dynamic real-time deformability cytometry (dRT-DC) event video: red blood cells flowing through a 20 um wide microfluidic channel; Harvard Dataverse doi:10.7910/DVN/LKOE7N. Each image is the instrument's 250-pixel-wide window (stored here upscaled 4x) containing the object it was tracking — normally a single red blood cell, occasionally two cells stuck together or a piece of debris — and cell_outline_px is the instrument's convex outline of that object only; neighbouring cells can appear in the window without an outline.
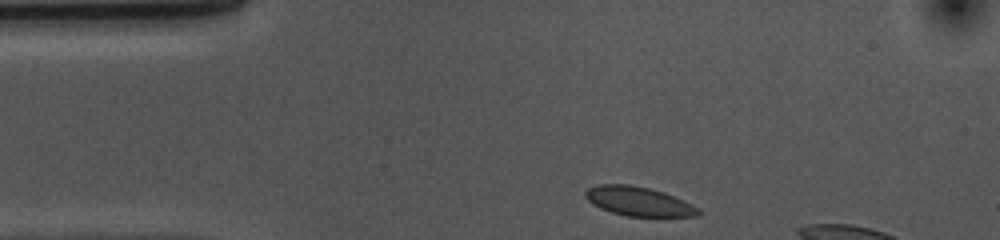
{"species": "common noctule bat (a hibernating species)", "species_latin": "Nyctalus noctula", "temperature_condition": "cold", "stored_images_in_passage": 7, "camera_frame_rate_fps": 3000, "um_per_image_px": 0.085, "animal": {"sex": "female", "body_mass_g": 10.0, "forearm_length_mm": 53.1}, "frame": {"image": 1, "passage_image": 1, "time_ms": 0.0, "image_size_px": [1000, 240], "cell_outline_px": [[700, 216], [624, 216], [600, 208], [592, 204], [584, 196], [584, 192], [588, 188], [596, 184], [628, 184], [648, 188], [664, 192], [684, 200], [700, 208]], "centroid_in_image_um": [54.27, 17.11], "position_along_channel_um": 30.7, "area_um2": 19.31}}